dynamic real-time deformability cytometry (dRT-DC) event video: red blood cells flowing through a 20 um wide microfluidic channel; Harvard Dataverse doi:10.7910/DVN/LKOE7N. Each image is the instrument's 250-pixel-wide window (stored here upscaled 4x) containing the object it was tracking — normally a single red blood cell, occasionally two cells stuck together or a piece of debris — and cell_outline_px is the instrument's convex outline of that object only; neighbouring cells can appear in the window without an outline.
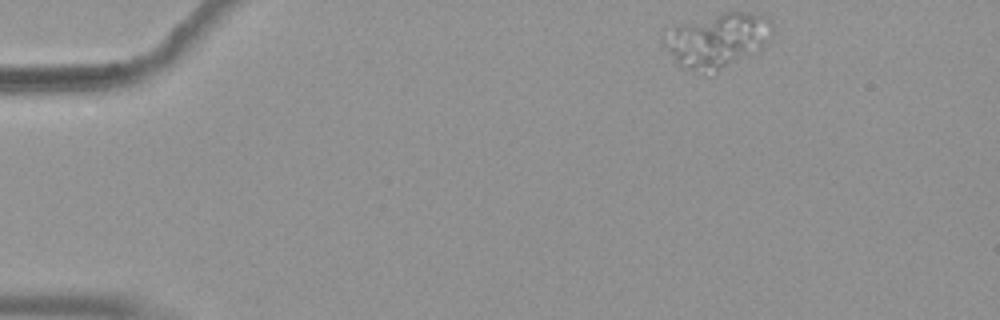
{"species": "common noctule bat (a hibernating species)", "species_latin": "Nyctalus noctula", "temperature_condition": "warm", "stored_images_in_passage": 50, "camera_frame_rate_fps": 3000, "um_per_image_px": 0.085, "animal": {"sex": "female", "body_mass_g": 19.9}, "frame": {"image": 1, "passage_image": 1, "time_ms": 0.0, "image_size_px": [1000, 320], "cell_outline_px": [[772, 36], [760, 48], [716, 72], [708, 76], [704, 76], [684, 68], [676, 60], [660, 40], [660, 36], [680, 24], [724, 12], [764, 12], [772, 20]], "centroid_in_image_um": [60.98, 3.41], "position_along_channel_um": 24.0, "area_um2": 34.62}}
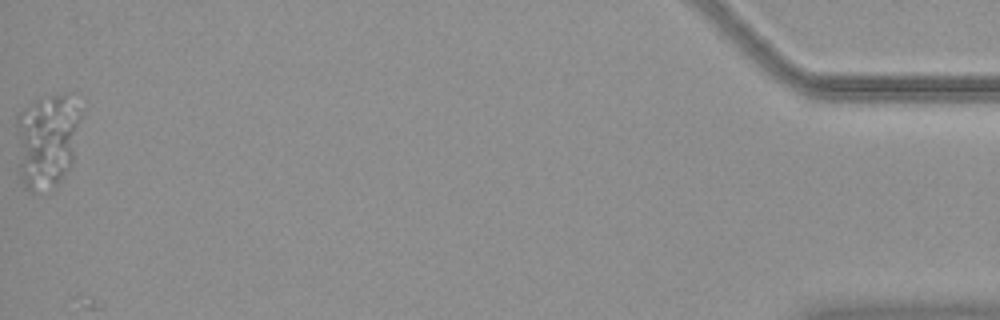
{"frame": {"image": 2, "passage_image": 50, "time_ms": 16.333, "image_size_px": [1000, 320], "cell_outline_px": [[84, 112], [72, 164], [56, 188], [32, 192], [28, 192], [24, 188], [20, 176], [16, 124], [16, 116], [24, 108], [40, 96], [68, 92]], "centroid_in_image_um": [4.04, 11.91], "position_along_channel_um": 431.2, "area_um2": 36.82}}